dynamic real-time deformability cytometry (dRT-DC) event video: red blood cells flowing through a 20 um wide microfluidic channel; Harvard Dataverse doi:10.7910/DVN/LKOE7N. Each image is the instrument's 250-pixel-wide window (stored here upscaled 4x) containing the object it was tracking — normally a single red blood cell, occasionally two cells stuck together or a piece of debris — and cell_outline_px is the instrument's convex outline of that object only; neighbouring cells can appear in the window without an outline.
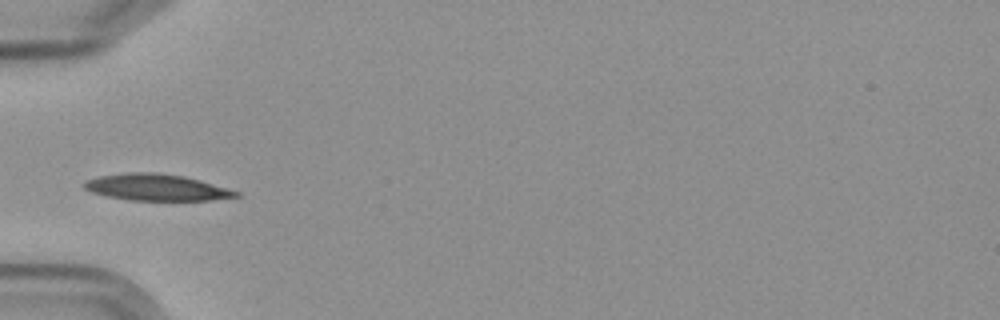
{"species": "Egyptian fruit bat (a non-hibernating species)", "species_latin": "Rousettus aegyptiacus", "temperature_condition": "cold", "stored_images_in_passage": 11, "camera_frame_rate_fps": 3000, "um_per_image_px": 0.085, "frame": {"image": 1, "passage_image": 1, "time_ms": 0.0, "image_size_px": [1000, 320], "cell_outline_px": [[240, 196], [212, 200], [128, 200], [108, 196], [92, 192], [84, 188], [84, 180], [100, 176], [128, 172], [156, 172], [184, 176], [200, 180], [228, 188], [240, 192]], "centroid_in_image_um": [13.31, 15.92], "position_along_channel_um": 71.7, "area_um2": 23.41}}
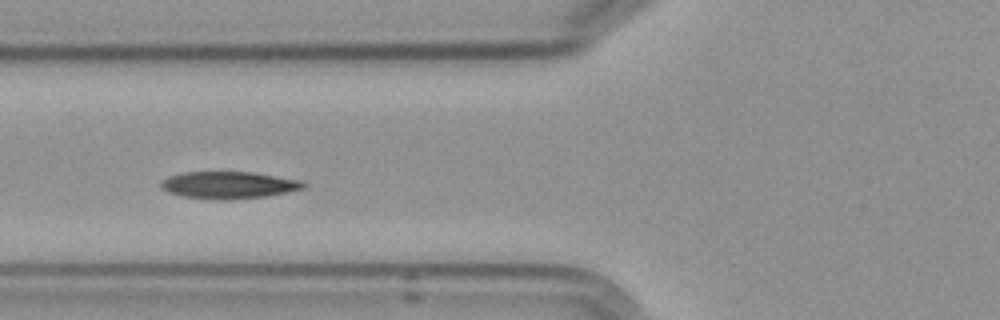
{"frame": {"image": 2, "passage_image": 2, "time_ms": 1.0, "image_size_px": [1000, 320], "cell_outline_px": [[308, 184], [304, 188], [264, 196], [228, 200], [220, 200], [184, 196], [168, 192], [160, 188], [160, 180], [168, 176], [184, 172], [252, 172], [304, 180]], "centroid_in_image_um": [19.43, 15.72], "position_along_channel_um": 106.4, "area_um2": 22.54}}
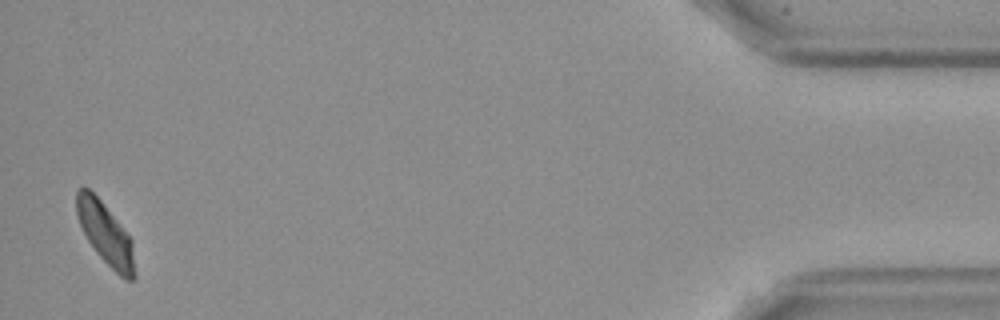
{"frame": {"image": 3, "passage_image": 11, "time_ms": 12.333, "image_size_px": [1000, 320], "cell_outline_px": [[136, 276], [132, 280], [128, 280], [120, 276], [96, 252], [88, 240], [80, 224], [76, 212], [76, 192], [80, 188], [88, 188], [100, 200], [132, 240]], "centroid_in_image_um": [8.97, 19.89], "position_along_channel_um": 426.2, "area_um2": 20.4}, "authors_computed_cell_mechanics": {"area_um2": 22.253, "velocity_mm_per_s": 3.5232, "shape_relaxation_time_tau1_ms": 7.264, "shape_relaxation_time_tau2_ms": 5.1459, "deformation_change_tau1": 0.1533, "deformation_change_tau2": 0.0497}}